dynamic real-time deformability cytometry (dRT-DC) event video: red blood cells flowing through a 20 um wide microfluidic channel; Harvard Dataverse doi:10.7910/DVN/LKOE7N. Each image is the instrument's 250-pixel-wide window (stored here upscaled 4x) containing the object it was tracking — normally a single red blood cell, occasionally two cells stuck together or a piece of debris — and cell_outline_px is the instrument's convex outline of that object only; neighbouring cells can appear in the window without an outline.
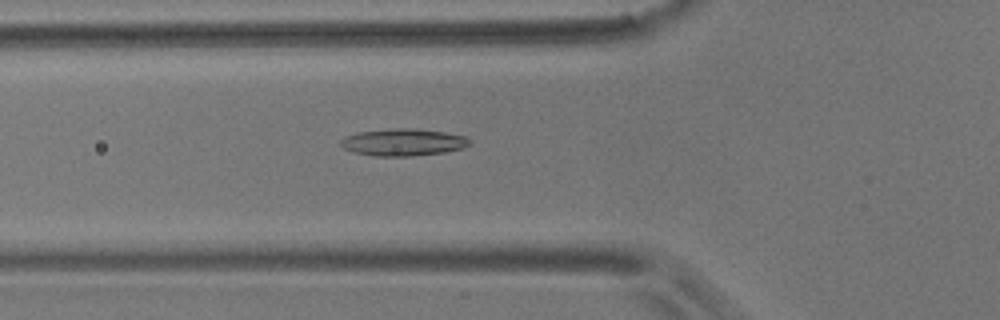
{"species": "common noctule bat (a hibernating species)", "species_latin": "Nyctalus noctula", "temperature_condition": "room temperature", "stored_images_in_passage": 53, "camera_frame_rate_fps": 3000, "um_per_image_px": 0.085, "animal": {"sex": "male", "body_mass_g": 17.9}, "frame": {"image": 1, "passage_image": 16, "time_ms": 5.0, "image_size_px": [1000, 320], "cell_outline_px": [[472, 140], [464, 148], [444, 152], [412, 156], [376, 156], [356, 152], [344, 148], [340, 144], [340, 140], [344, 136], [356, 132], [396, 128], [416, 128], [444, 132], [464, 136]], "centroid_in_image_um": [34.26, 12.08], "position_along_channel_um": 91.5, "area_um2": 20.35}}
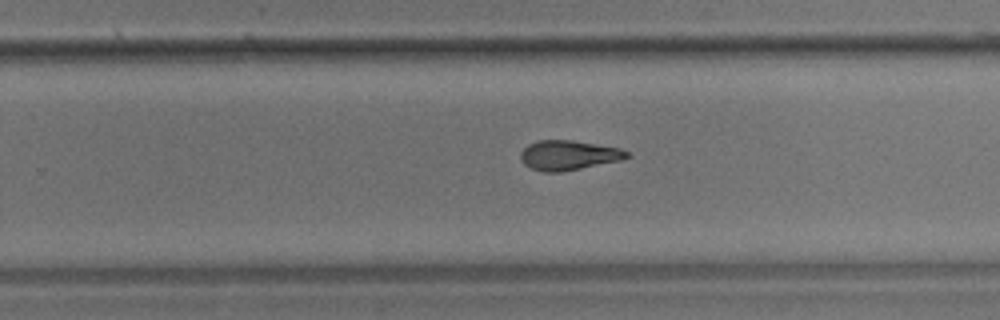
{"frame": {"image": 2, "passage_image": 32, "time_ms": 10.333, "image_size_px": [1000, 320], "cell_outline_px": [[628, 156], [620, 160], [560, 172], [544, 172], [528, 168], [520, 160], [520, 152], [528, 144], [536, 140], [572, 140], [620, 148], [628, 152]], "centroid_in_image_um": [48.24, 13.19], "position_along_channel_um": 281.6, "area_um2": 18.32}}
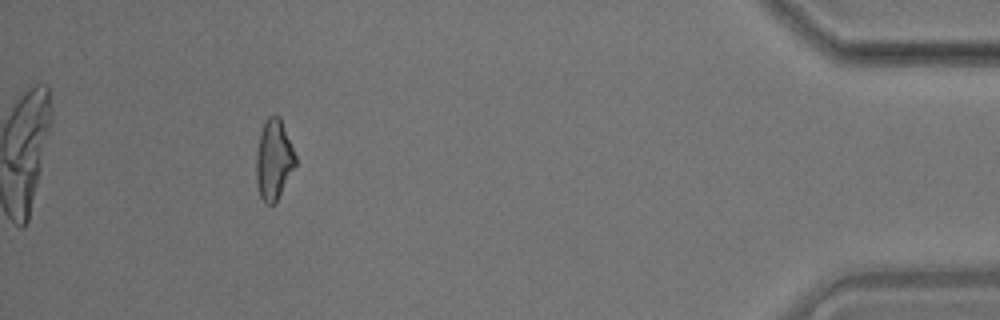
{"frame": {"image": 3, "passage_image": 48, "time_ms": 15.667, "image_size_px": [1000, 320], "cell_outline_px": [[296, 164], [276, 204], [268, 204], [260, 196], [256, 184], [256, 152], [260, 132], [268, 116], [280, 116], [296, 156]], "centroid_in_image_um": [23.27, 13.59], "position_along_channel_um": 411.9, "area_um2": 18.38}, "authors_computed_cell_mechanics": {"area_um2": 18.6694, "velocity_mm_per_s": 3.5486, "shape_relaxation_time_tau1_ms": 7.1693, "shape_relaxation_time_tau2_ms": 3.6694, "deformation_change_tau1": 0.1911, "deformation_change_tau2": 0.1153}}